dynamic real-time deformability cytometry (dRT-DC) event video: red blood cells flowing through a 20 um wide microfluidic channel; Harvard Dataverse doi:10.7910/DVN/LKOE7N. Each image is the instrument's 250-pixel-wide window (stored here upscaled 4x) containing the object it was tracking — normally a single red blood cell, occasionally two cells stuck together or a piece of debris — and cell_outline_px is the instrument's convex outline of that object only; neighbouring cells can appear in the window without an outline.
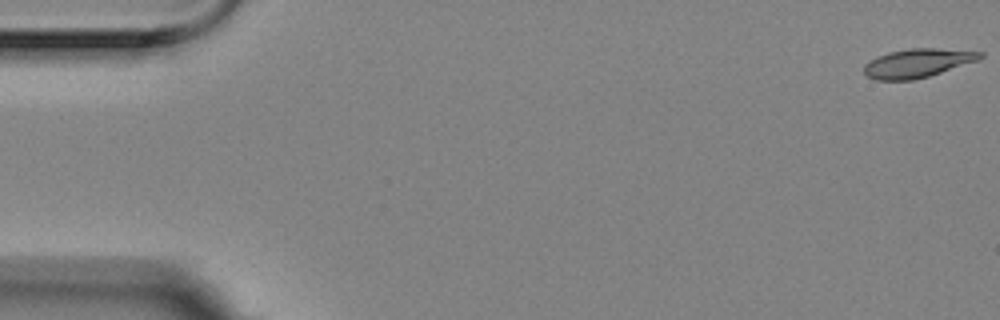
{"species": "Egyptian fruit bat (a non-hibernating species)", "species_latin": "Rousettus aegyptiacus", "temperature_condition": "room temperature", "stored_images_in_passage": 6, "camera_frame_rate_fps": 3000, "um_per_image_px": 0.085, "animal": {"sex": "female"}, "frame": {"image": 1, "passage_image": 1, "time_ms": 0.0, "image_size_px": [1000, 320], "cell_outline_px": [[984, 56], [980, 60], [928, 76], [912, 80], [876, 80], [868, 76], [864, 72], [864, 64], [868, 60], [876, 56], [888, 52], [908, 48], [936, 48], [984, 52]], "centroid_in_image_um": [77.99, 5.35], "position_along_channel_um": 7.0, "area_um2": 19.59}}
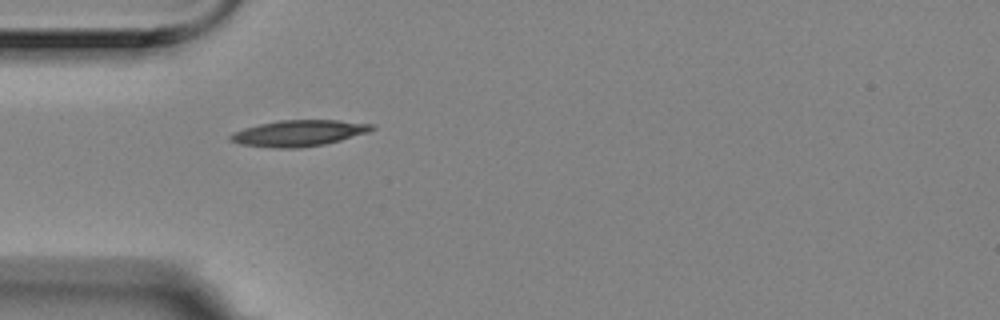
{"frame": {"image": 2, "passage_image": 5, "time_ms": 1.333, "image_size_px": [1000, 320], "cell_outline_px": [[376, 128], [368, 132], [340, 140], [324, 144], [300, 148], [276, 148], [240, 144], [228, 140], [228, 136], [232, 132], [244, 128], [260, 124], [280, 120], [336, 120], [376, 124]], "centroid_in_image_um": [25.39, 11.31], "position_along_channel_um": 59.6, "area_um2": 21.56}}
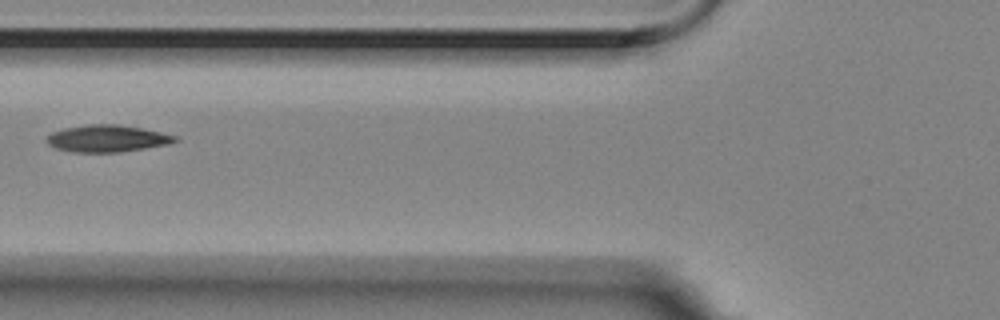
{"frame": {"image": 3, "passage_image": 6, "time_ms": 1.667, "image_size_px": [1000, 320], "cell_outline_px": [[180, 140], [168, 144], [120, 152], [72, 152], [56, 148], [48, 144], [44, 140], [52, 132], [64, 128], [88, 124], [120, 124], [180, 136]], "centroid_in_image_um": [9.12, 11.77], "position_along_channel_um": 116.7, "area_um2": 20.23}}